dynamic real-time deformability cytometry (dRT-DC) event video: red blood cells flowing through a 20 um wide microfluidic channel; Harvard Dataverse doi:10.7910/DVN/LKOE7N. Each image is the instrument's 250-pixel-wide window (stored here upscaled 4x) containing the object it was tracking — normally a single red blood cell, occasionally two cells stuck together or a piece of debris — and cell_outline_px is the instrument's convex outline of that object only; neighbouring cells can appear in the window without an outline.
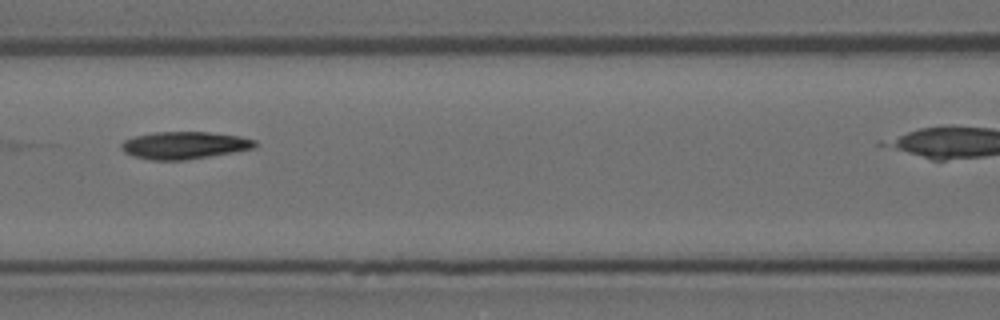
{"species": "Egyptian fruit bat (a non-hibernating species)", "species_latin": "Rousettus aegyptiacus", "temperature_condition": "room temperature", "stored_images_in_passage": 5, "camera_frame_rate_fps": 3000, "um_per_image_px": 0.085, "animal": {"sex": "female"}, "frame": {"image": 1, "passage_image": 4, "time_ms": 1.0, "image_size_px": [1000, 320], "cell_outline_px": [[256, 144], [252, 148], [232, 152], [184, 160], [152, 160], [132, 156], [124, 152], [120, 148], [120, 144], [124, 140], [136, 136], [152, 132], [208, 132], [240, 136], [256, 140]], "centroid_in_image_um": [15.61, 12.34], "position_along_channel_um": 151.0, "area_um2": 21.15}}